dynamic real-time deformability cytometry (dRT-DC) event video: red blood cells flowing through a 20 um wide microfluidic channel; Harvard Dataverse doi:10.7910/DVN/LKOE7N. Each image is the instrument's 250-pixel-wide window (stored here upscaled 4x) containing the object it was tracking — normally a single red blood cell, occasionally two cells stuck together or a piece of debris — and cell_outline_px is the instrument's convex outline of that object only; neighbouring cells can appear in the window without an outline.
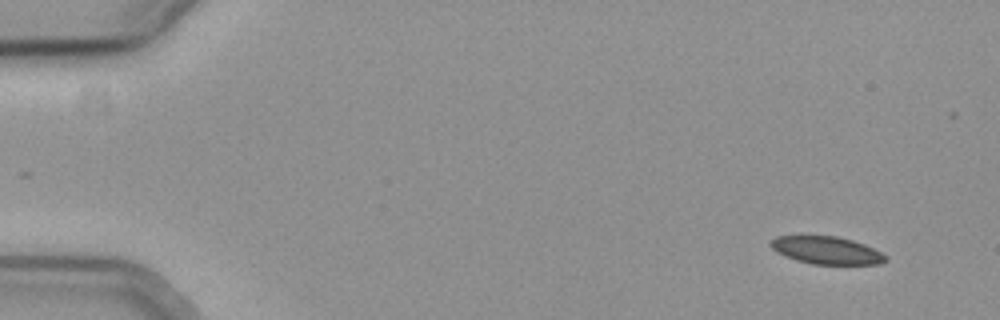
{"species": "common noctule bat (a hibernating species)", "species_latin": "Nyctalus noctula", "temperature_condition": "cold", "stored_images_in_passage": 54, "camera_frame_rate_fps": 3000, "um_per_image_px": 0.085, "animal": {"sex": "female", "body_mass_g": 19.3, "forearm_length_mm": 54.1}, "frame": {"image": 1, "passage_image": 1, "time_ms": 0.0, "image_size_px": [1000, 320], "cell_outline_px": [[888, 260], [880, 264], [812, 264], [796, 260], [784, 256], [776, 252], [768, 244], [776, 236], [836, 236], [852, 240], [864, 244], [888, 256]], "centroid_in_image_um": [70.25, 21.28], "position_along_channel_um": 14.7, "area_um2": 18.5}}
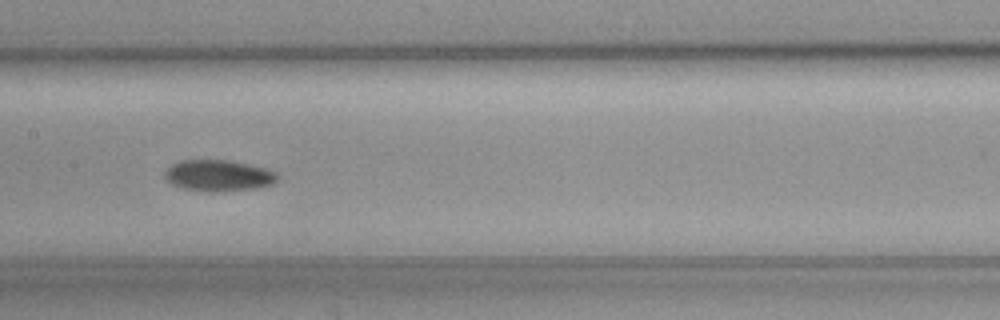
{"frame": {"image": 2, "passage_image": 26, "time_ms": 8.333, "image_size_px": [1000, 320], "cell_outline_px": [[280, 176], [272, 184], [260, 188], [212, 192], [208, 192], [180, 188], [164, 180], [164, 172], [172, 164], [180, 160], [228, 160], [248, 164], [264, 168], [276, 172]], "centroid_in_image_um": [18.55, 14.93], "position_along_channel_um": 188.9, "area_um2": 20.75}}
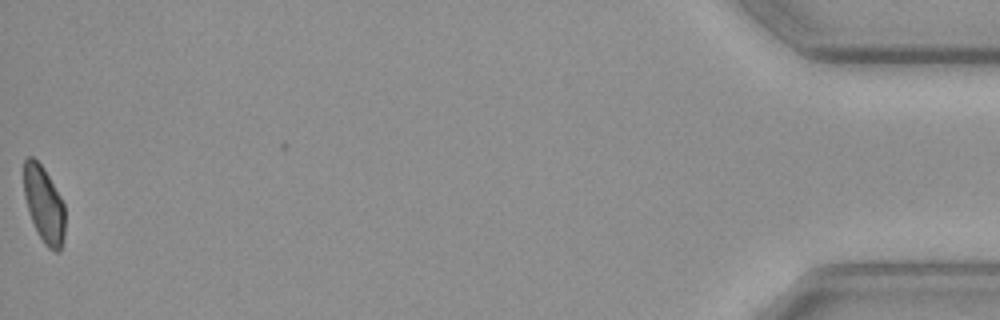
{"frame": {"image": 3, "passage_image": 54, "time_ms": 17.667, "image_size_px": [1000, 320], "cell_outline_px": [[64, 236], [60, 252], [56, 252], [48, 248], [44, 244], [32, 220], [24, 196], [24, 160], [28, 156], [32, 156], [44, 168], [60, 196], [64, 204]], "centroid_in_image_um": [3.74, 17.38], "position_along_channel_um": 431.5, "area_um2": 18.09}}